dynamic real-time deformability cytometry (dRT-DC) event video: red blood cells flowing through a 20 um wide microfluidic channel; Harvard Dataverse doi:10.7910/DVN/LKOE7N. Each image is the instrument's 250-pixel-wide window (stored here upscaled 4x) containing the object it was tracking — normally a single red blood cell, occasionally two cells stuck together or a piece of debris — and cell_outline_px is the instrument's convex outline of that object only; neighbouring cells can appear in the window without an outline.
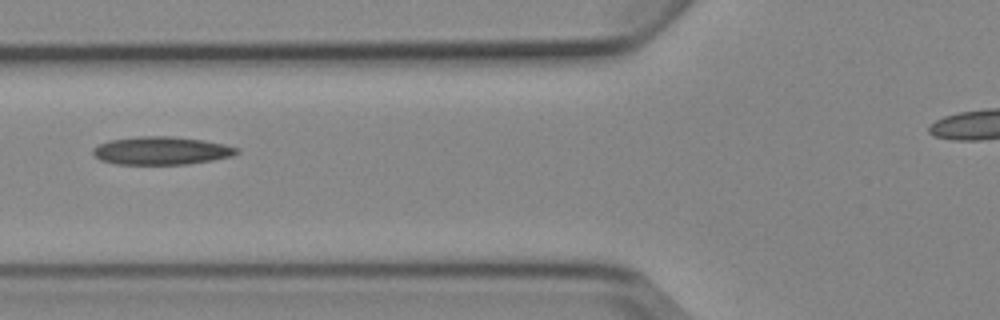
{"species": "Egyptian fruit bat (a non-hibernating species)", "species_latin": "Rousettus aegyptiacus", "temperature_condition": "cold", "stored_images_in_passage": 3, "camera_frame_rate_fps": 3000, "um_per_image_px": 0.085, "animal": {"sex": "female"}, "frame": {"image": 1, "passage_image": 3, "time_ms": 2.333, "image_size_px": [1000, 320], "cell_outline_px": [[240, 152], [232, 156], [212, 160], [188, 164], [116, 164], [100, 160], [92, 152], [92, 148], [108, 140], [140, 136], [172, 136], [204, 140], [224, 144], [240, 148]], "centroid_in_image_um": [13.73, 12.8], "position_along_channel_um": 112.1, "area_um2": 23.58}}